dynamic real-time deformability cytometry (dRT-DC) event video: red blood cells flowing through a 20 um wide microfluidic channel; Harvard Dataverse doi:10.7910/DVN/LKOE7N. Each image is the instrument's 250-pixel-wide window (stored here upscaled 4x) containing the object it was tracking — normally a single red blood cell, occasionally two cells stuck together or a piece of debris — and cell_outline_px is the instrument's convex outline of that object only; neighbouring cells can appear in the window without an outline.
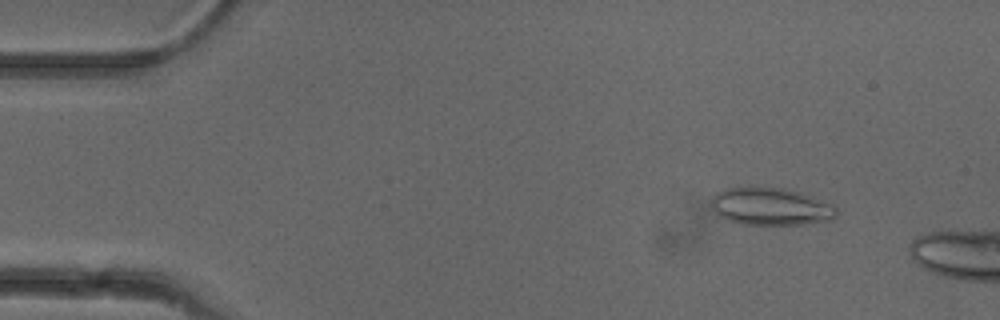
{"species": "common noctule bat (a hibernating species)", "species_latin": "Nyctalus noctula", "temperature_condition": "cold", "stored_images_in_passage": 47, "camera_frame_rate_fps": 3000, "um_per_image_px": 0.085, "animal": {"sex": "female"}, "frame": {"image": 1, "passage_image": 6, "time_ms": 1.667, "image_size_px": [1000, 320], "cell_outline_px": [[836, 216], [832, 220], [800, 224], [740, 224], [716, 216], [712, 208], [712, 196], [716, 192], [724, 188], [784, 188], [800, 192], [812, 196], [832, 204], [836, 208]], "centroid_in_image_um": [65.48, 17.56], "position_along_channel_um": 19.5, "area_um2": 27.28}}
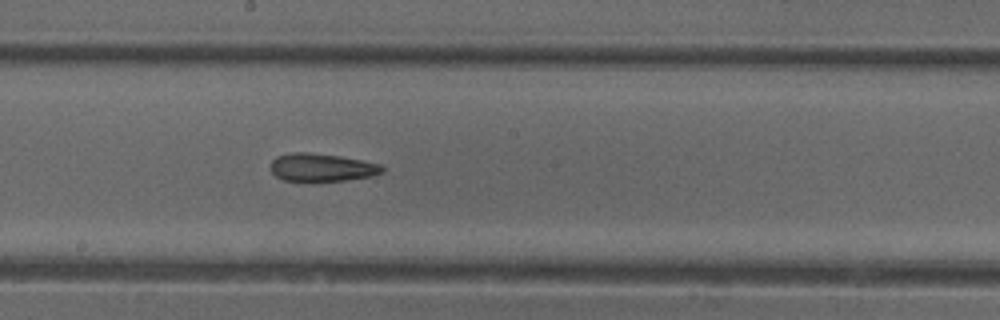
{"frame": {"image": 2, "passage_image": 28, "time_ms": 9.0, "image_size_px": [1000, 320], "cell_outline_px": [[384, 172], [372, 176], [344, 180], [284, 180], [276, 176], [272, 172], [272, 160], [276, 156], [292, 152], [308, 152], [340, 156], [380, 164], [384, 168]], "centroid_in_image_um": [27.36, 14.21], "position_along_channel_um": 220.8, "area_um2": 17.86}}
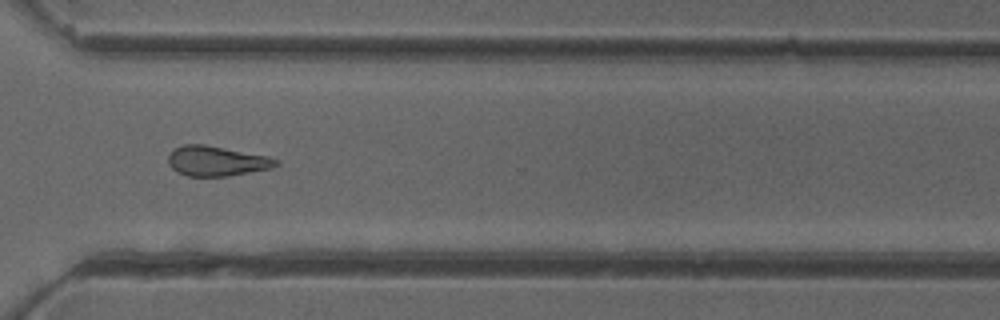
{"frame": {"image": 3, "passage_image": 38, "time_ms": 12.333, "image_size_px": [1000, 320], "cell_outline_px": [[280, 164], [272, 168], [228, 176], [188, 176], [172, 168], [168, 164], [168, 156], [176, 148], [184, 144], [204, 144], [268, 156], [280, 160]], "centroid_in_image_um": [18.45, 13.68], "position_along_channel_um": 352.1, "area_um2": 18.73}}